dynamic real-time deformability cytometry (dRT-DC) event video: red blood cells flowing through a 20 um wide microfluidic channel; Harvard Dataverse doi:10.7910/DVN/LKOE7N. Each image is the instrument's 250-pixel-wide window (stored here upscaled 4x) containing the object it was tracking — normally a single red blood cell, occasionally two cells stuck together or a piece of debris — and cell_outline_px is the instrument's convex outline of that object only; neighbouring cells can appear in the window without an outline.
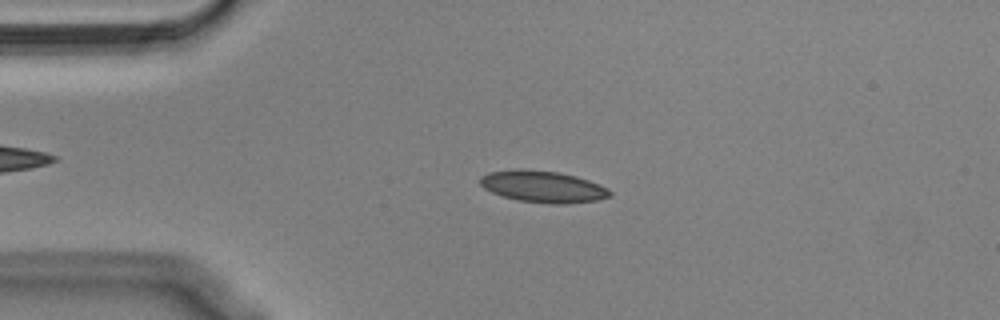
{"species": "Egyptian fruit bat (a non-hibernating species)", "species_latin": "Rousettus aegyptiacus", "temperature_condition": "cold", "stored_images_in_passage": 47, "camera_frame_rate_fps": 3000, "um_per_image_px": 0.085, "animal": {"sex": "male"}, "frame": {"image": 1, "passage_image": 4, "time_ms": 1.0, "image_size_px": [1000, 320], "cell_outline_px": [[612, 196], [600, 200], [568, 204], [552, 204], [520, 200], [504, 196], [492, 192], [484, 188], [480, 184], [480, 176], [488, 172], [516, 168], [560, 172], [576, 176], [588, 180], [608, 188], [612, 192]], "centroid_in_image_um": [46.18, 15.86], "position_along_channel_um": 38.8, "area_um2": 24.1}}
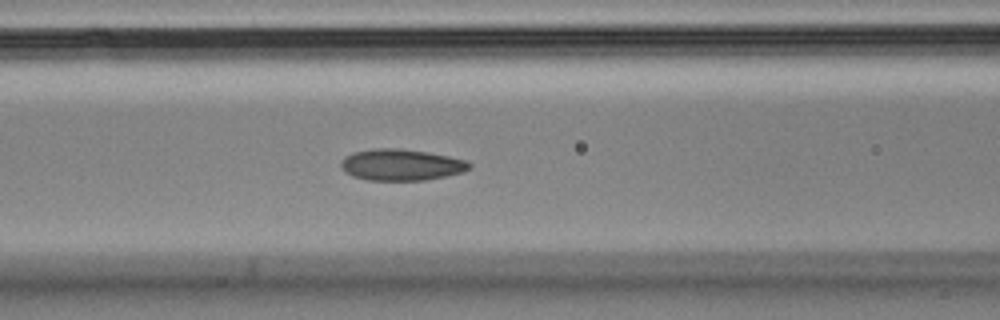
{"frame": {"image": 2, "passage_image": 14, "time_ms": 4.333, "image_size_px": [1000, 320], "cell_outline_px": [[472, 168], [464, 172], [424, 180], [368, 180], [352, 176], [340, 164], [344, 156], [352, 152], [376, 148], [400, 148], [428, 152], [468, 160], [472, 164]], "centroid_in_image_um": [34.15, 14.0], "position_along_channel_um": 132.5, "area_um2": 23.52}}
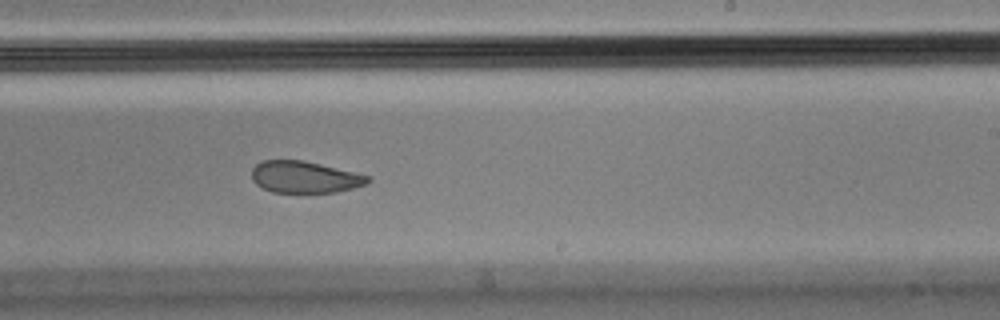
{"frame": {"image": 3, "passage_image": 25, "time_ms": 8.0, "image_size_px": [1000, 320], "cell_outline_px": [[372, 180], [364, 184], [352, 188], [336, 192], [272, 192], [256, 184], [252, 180], [252, 168], [256, 164], [264, 160], [304, 160], [368, 176]], "centroid_in_image_um": [25.85, 15.05], "position_along_channel_um": 263.2, "area_um2": 21.15}, "authors_computed_cell_mechanics": {"area_um2": 23.8136, "velocity_mm_per_s": 3.5697, "shape_relaxation_time_tau1_ms": 6.4812, "shape_relaxation_time_tau2_ms": 3.7012, "deformation_change_tau1": 0.1418, "deformation_change_tau2": 0.0803}}